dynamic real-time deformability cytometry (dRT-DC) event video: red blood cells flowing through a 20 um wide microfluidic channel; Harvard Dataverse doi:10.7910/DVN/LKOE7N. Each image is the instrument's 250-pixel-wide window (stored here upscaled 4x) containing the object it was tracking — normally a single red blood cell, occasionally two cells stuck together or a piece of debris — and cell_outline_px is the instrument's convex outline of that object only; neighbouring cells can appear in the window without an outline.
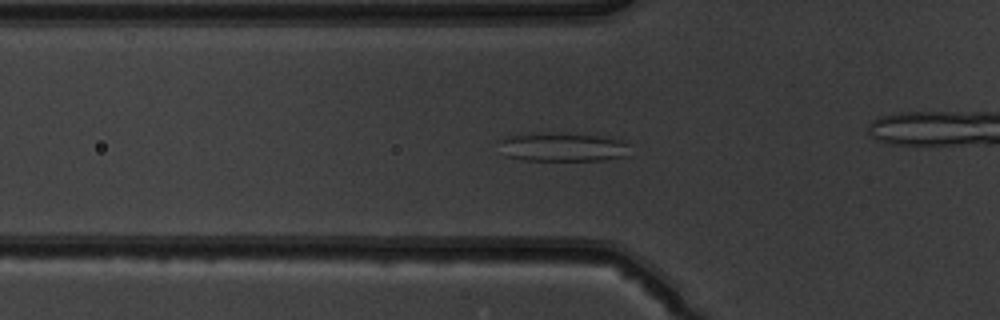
{"species": "common noctule bat (a hibernating species)", "species_latin": "Nyctalus noctula", "temperature_condition": "warm", "stored_images_in_passage": 52, "camera_frame_rate_fps": 3000, "um_per_image_px": 0.085, "animal": {"sex": "male", "body_mass_g": 19.5, "forearm_length_mm": 54.6}, "frame": {"image": 1, "passage_image": 18, "time_ms": 5.667, "image_size_px": [1000, 320], "cell_outline_px": [[628, 156], [604, 160], [524, 160], [508, 156], [500, 140], [508, 136], [548, 132], [596, 136], [620, 140], [628, 144]], "centroid_in_image_um": [47.89, 12.51], "position_along_channel_um": 77.9, "area_um2": 21.39}}
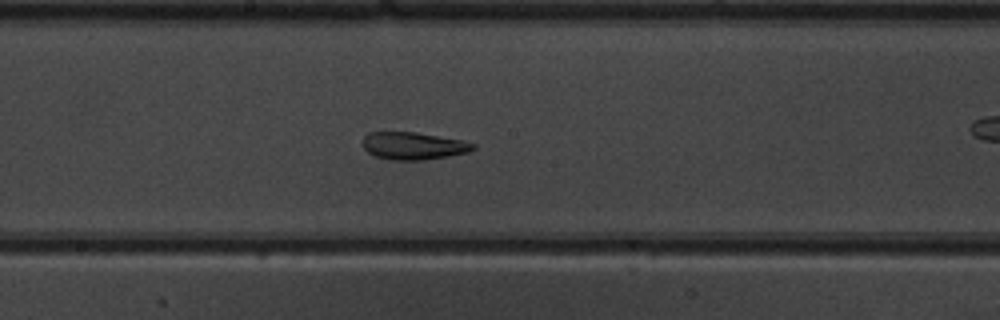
{"frame": {"image": 2, "passage_image": 28, "time_ms": 9.0, "image_size_px": [1000, 320], "cell_outline_px": [[476, 148], [468, 152], [448, 156], [424, 160], [392, 160], [376, 156], [368, 152], [364, 148], [364, 136], [368, 132], [416, 132], [464, 140], [476, 144]], "centroid_in_image_um": [35.18, 12.39], "position_along_channel_um": 213.0, "area_um2": 17.69}}
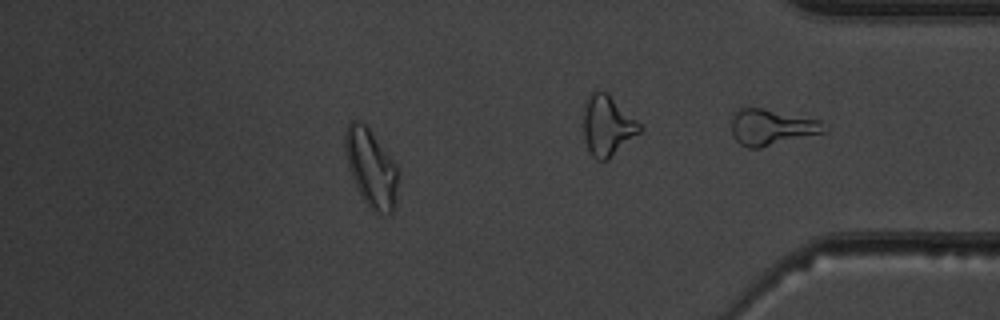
{"frame": {"image": 3, "passage_image": 45, "time_ms": 14.667, "image_size_px": [1000, 320], "cell_outline_px": [[396, 200], [392, 216], [388, 216], [372, 212], [364, 200], [348, 168], [344, 148], [344, 132], [348, 124], [352, 120], [356, 120], [364, 124], [368, 128], [396, 164]], "centroid_in_image_um": [31.52, 14.31], "position_along_channel_um": 403.7, "area_um2": 23.81}, "authors_computed_cell_mechanics": {"area_um2": 22.1952, "velocity_mm_per_s": 4.0415, "shape_relaxation_time_tau1_ms": null, "shape_relaxation_time_tau2_ms": 2.2617, "deformation_change_tau1": null, "deformation_change_tau2": 0.095}}